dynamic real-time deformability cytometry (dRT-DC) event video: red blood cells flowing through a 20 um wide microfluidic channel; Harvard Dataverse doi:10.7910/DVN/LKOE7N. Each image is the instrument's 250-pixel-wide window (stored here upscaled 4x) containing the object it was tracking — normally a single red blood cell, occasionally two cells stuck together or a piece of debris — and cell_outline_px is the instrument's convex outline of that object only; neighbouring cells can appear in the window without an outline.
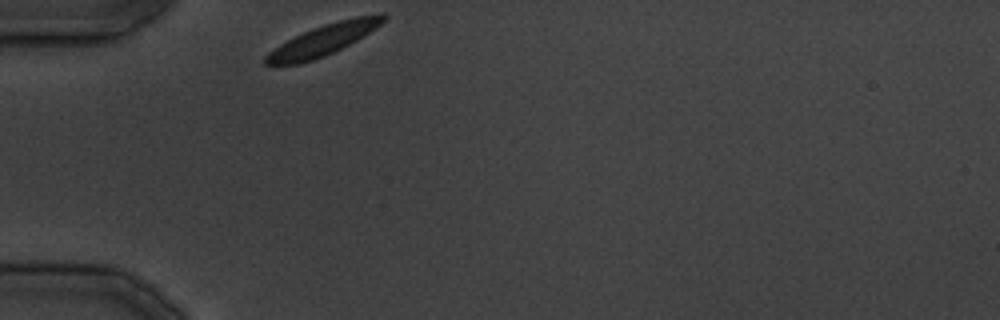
{"species": "common noctule bat (a hibernating species)", "species_latin": "Nyctalus noctula", "temperature_condition": "cold", "stored_images_in_passage": 11, "camera_frame_rate_fps": 3000, "um_per_image_px": 0.085, "animal": {"sex": "male", "body_mass_g": 19.5, "forearm_length_mm": 54.6}, "frame": {"image": 1, "passage_image": 1, "time_ms": 0.0, "image_size_px": [1000, 320], "cell_outline_px": [[388, 16], [380, 24], [356, 40], [324, 56], [300, 64], [264, 64], [264, 56], [268, 52], [280, 44], [312, 28], [336, 20], [356, 16], [380, 12], [384, 12]], "centroid_in_image_um": [27.49, 3.36], "position_along_channel_um": 57.5, "area_um2": 20.87}}
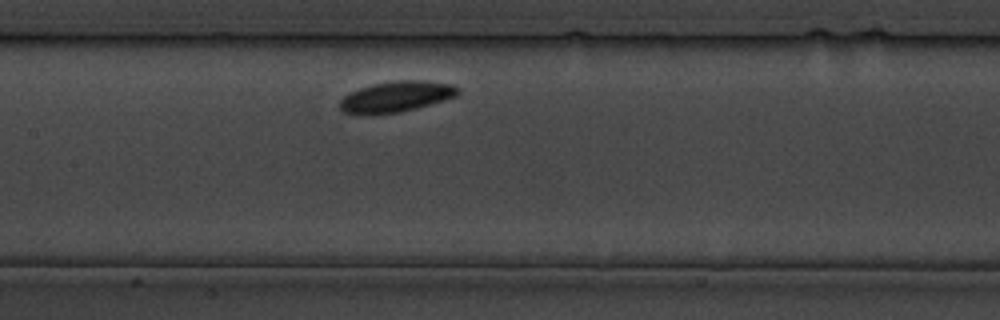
{"frame": {"image": 2, "passage_image": 8, "time_ms": 9.0, "image_size_px": [1000, 320], "cell_outline_px": [[460, 92], [456, 96], [444, 100], [416, 108], [400, 112], [376, 116], [364, 116], [344, 112], [340, 108], [340, 100], [348, 92], [372, 84], [396, 80], [424, 80], [452, 84], [460, 88]], "centroid_in_image_um": [33.65, 8.23], "position_along_channel_um": 173.8, "area_um2": 21.68}}
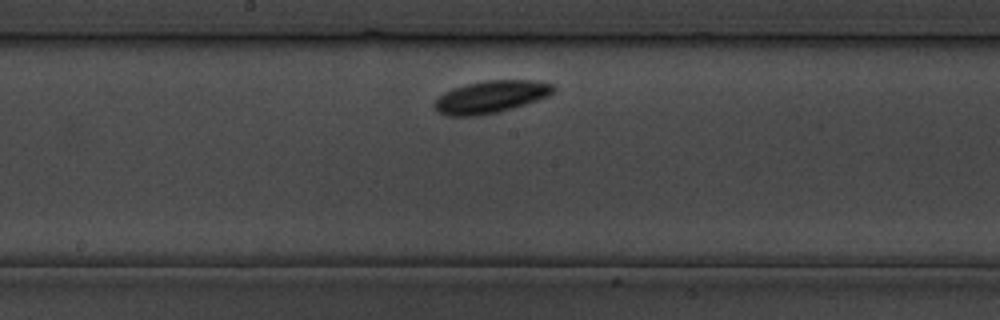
{"frame": {"image": 3, "passage_image": 10, "time_ms": 11.333, "image_size_px": [1000, 320], "cell_outline_px": [[556, 92], [548, 96], [512, 108], [496, 112], [476, 116], [448, 116], [440, 112], [432, 104], [436, 96], [452, 88], [464, 84], [484, 80], [532, 80], [552, 84], [556, 88]], "centroid_in_image_um": [41.68, 8.22], "position_along_channel_um": 206.5, "area_um2": 22.54}}